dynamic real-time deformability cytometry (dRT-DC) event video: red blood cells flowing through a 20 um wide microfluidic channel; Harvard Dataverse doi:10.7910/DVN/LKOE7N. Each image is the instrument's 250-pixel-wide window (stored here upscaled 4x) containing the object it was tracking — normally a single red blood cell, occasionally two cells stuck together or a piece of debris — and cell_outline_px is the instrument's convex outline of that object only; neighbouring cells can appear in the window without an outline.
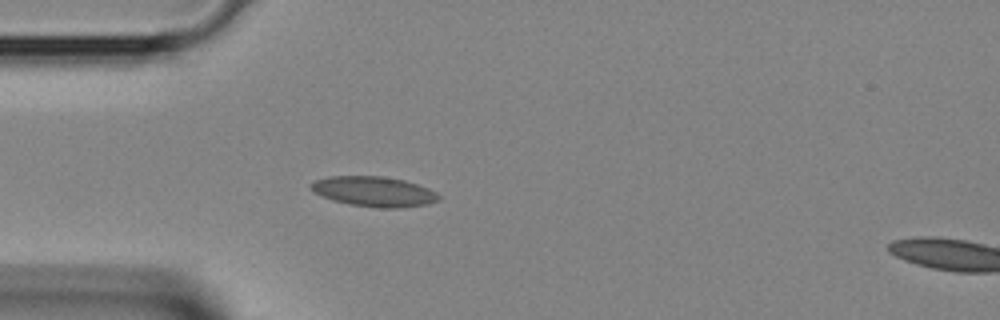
{"species": "Egyptian fruit bat (a non-hibernating species)", "species_latin": "Rousettus aegyptiacus", "temperature_condition": "room temperature", "stored_images_in_passage": 4, "segment_of_instrument_passage": [1, 2], "camera_frame_rate_fps": 3000, "um_per_image_px": 0.085, "animal": {"sex": "female"}, "frame": {"image": 1, "passage_image": 3, "time_ms": 0.667, "image_size_px": [1000, 320], "cell_outline_px": [[440, 200], [424, 204], [400, 208], [380, 208], [348, 204], [332, 200], [312, 192], [308, 184], [312, 180], [328, 176], [380, 176], [404, 180], [428, 188], [436, 192], [440, 196]], "centroid_in_image_um": [31.72, 16.27], "position_along_channel_um": 53.3, "area_um2": 22.54}}